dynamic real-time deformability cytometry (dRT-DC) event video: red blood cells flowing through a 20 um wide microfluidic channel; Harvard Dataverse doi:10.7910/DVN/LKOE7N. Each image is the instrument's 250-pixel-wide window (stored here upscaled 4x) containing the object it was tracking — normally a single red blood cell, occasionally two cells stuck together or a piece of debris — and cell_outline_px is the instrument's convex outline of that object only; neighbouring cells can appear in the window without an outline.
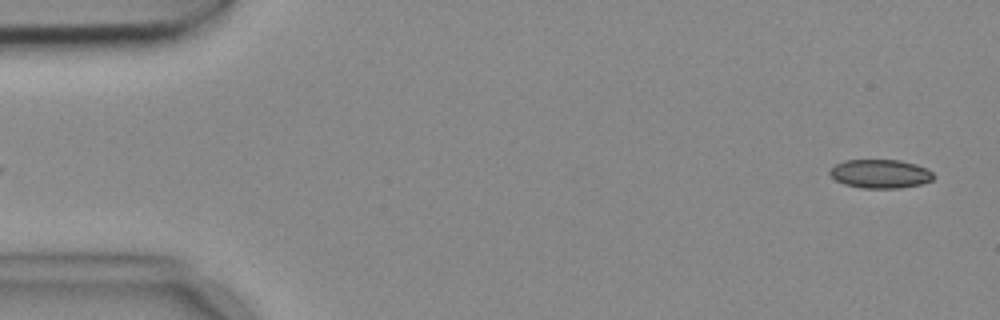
{"species": "common noctule bat (a hibernating species)", "species_latin": "Nyctalus noctula", "temperature_condition": "cold", "stored_images_in_passage": 4, "camera_frame_rate_fps": 3000, "um_per_image_px": 0.085, "animal": {"sex": "female", "body_mass_g": 18.4}, "frame": {"image": 1, "passage_image": 4, "time_ms": 1.0, "image_size_px": [1000, 320], "cell_outline_px": [[932, 180], [920, 184], [900, 188], [864, 188], [844, 184], [836, 180], [828, 172], [836, 164], [844, 160], [900, 160], [916, 164], [932, 172]], "centroid_in_image_um": [74.8, 14.77], "position_along_channel_um": 10.2, "area_um2": 17.17}}